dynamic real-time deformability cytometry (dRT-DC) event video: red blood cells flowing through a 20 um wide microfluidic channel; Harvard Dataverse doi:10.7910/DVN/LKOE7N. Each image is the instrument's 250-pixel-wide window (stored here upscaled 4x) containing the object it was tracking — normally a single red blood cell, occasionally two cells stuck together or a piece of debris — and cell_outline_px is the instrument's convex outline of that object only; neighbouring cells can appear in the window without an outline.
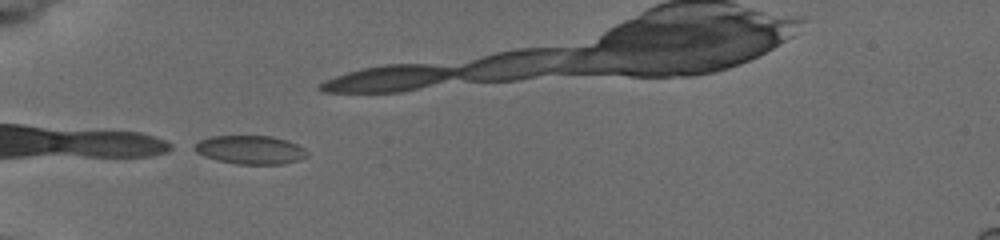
{"species": "common noctule bat (a hibernating species)", "species_latin": "Nyctalus noctula", "temperature_condition": "cold", "stored_images_in_passage": 8, "camera_frame_rate_fps": 3000, "um_per_image_px": 0.085, "animal": {"sex": "female", "body_mass_g": 19.5, "forearm_length_mm": 54.1}, "frame": {"image": 1, "passage_image": 3, "time_ms": 2.333, "image_size_px": [1000, 240], "cell_outline_px": [[308, 156], [300, 160], [284, 164], [236, 164], [216, 160], [204, 156], [188, 148], [200, 140], [212, 136], [272, 136], [288, 140], [304, 148], [308, 152]], "centroid_in_image_um": [21.25, 12.74], "position_along_channel_um": 63.7, "area_um2": 19.07}}